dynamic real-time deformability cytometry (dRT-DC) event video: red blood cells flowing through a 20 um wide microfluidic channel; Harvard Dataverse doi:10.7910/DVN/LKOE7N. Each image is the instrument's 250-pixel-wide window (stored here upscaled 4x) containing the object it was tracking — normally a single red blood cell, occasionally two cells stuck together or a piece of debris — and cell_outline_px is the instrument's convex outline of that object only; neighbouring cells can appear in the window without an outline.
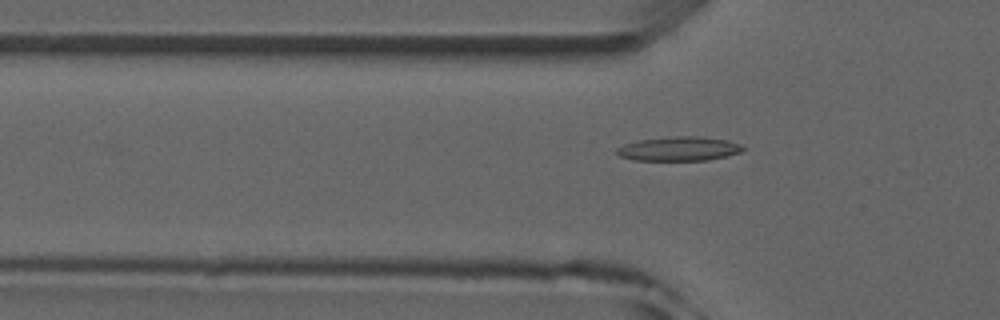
{"species": "common noctule bat (a hibernating species)", "species_latin": "Nyctalus noctula", "temperature_condition": "room temperature", "stored_images_in_passage": 5, "camera_frame_rate_fps": 3000, "um_per_image_px": 0.085, "animal": {"sex": "male", "forearm_length_mm": 52.5}, "frame": {"image": 1, "passage_image": 5, "time_ms": 5.333, "image_size_px": [1000, 320], "cell_outline_px": [[744, 148], [740, 152], [728, 156], [708, 160], [632, 160], [620, 156], [616, 152], [616, 148], [624, 144], [640, 140], [676, 136], [696, 136], [728, 140], [740, 144]], "centroid_in_image_um": [57.71, 12.65], "position_along_channel_um": 68.1, "area_um2": 17.69}}